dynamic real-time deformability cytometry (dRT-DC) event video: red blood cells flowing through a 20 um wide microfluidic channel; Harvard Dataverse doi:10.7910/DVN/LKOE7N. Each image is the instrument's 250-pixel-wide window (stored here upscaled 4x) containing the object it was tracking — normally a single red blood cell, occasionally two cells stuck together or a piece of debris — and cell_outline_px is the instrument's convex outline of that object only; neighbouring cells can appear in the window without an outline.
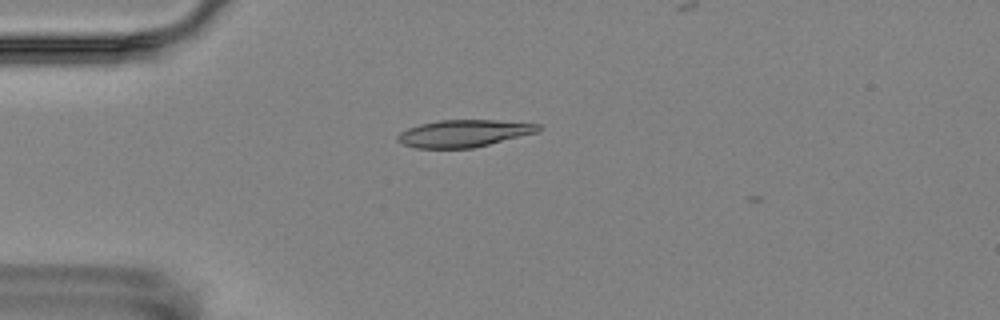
{"species": "Egyptian fruit bat (a non-hibernating species)", "species_latin": "Rousettus aegyptiacus", "temperature_condition": "room temperature", "stored_images_in_passage": 4, "camera_frame_rate_fps": 3000, "um_per_image_px": 0.085, "animal": {"sex": "female"}, "frame": {"image": 1, "passage_image": 2, "time_ms": 1.333, "image_size_px": [1000, 320], "cell_outline_px": [[540, 128], [536, 132], [472, 148], [416, 148], [404, 144], [396, 140], [396, 136], [400, 132], [408, 128], [420, 124], [440, 120], [496, 120], [540, 124]], "centroid_in_image_um": [39.37, 11.33], "position_along_channel_um": 45.6, "area_um2": 21.96}}
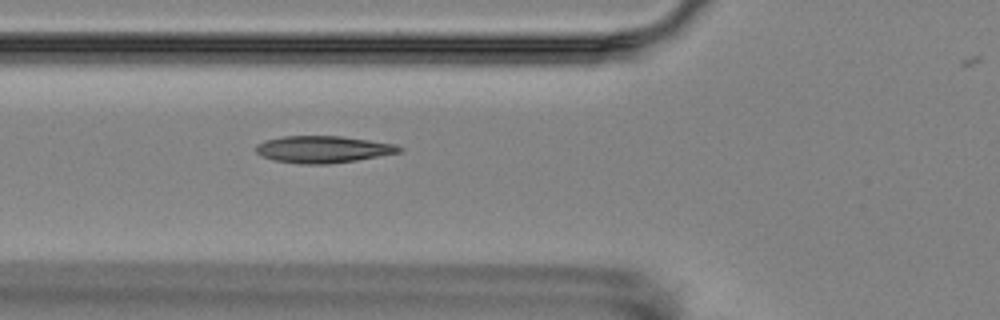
{"frame": {"image": 2, "passage_image": 4, "time_ms": 3.333, "image_size_px": [1000, 320], "cell_outline_px": [[404, 148], [400, 152], [356, 160], [328, 164], [300, 164], [272, 160], [260, 156], [256, 152], [256, 144], [264, 140], [284, 136], [340, 136], [396, 144]], "centroid_in_image_um": [27.41, 12.69], "position_along_channel_um": 98.4, "area_um2": 22.54}}